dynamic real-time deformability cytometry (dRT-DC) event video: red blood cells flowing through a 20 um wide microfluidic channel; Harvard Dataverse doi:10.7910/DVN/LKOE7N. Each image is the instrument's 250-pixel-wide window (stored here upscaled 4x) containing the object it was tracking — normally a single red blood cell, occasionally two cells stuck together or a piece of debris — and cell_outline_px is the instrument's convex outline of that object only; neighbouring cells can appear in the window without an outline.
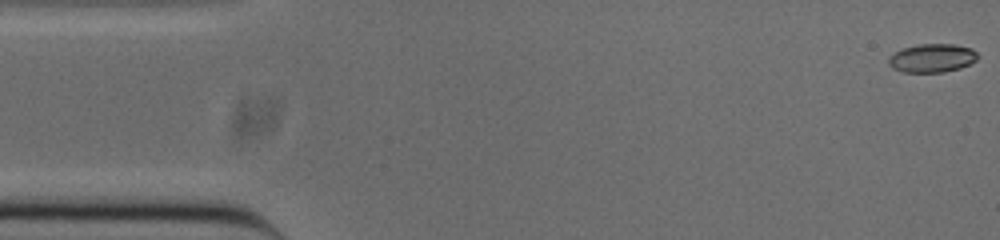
{"species": "common noctule bat (a hibernating species)", "species_latin": "Nyctalus noctula", "temperature_condition": "cold", "stored_images_in_passage": 52, "camera_frame_rate_fps": 3000, "um_per_image_px": 0.085, "animal": {"sex": "male", "body_mass_g": 20.0, "forearm_length_mm": 53.3}, "frame": {"image": 1, "passage_image": 1, "time_ms": 0.0, "image_size_px": [1000, 240], "cell_outline_px": [[980, 56], [976, 60], [960, 68], [944, 72], [904, 72], [892, 68], [888, 64], [888, 56], [904, 48], [920, 44], [952, 44], [972, 48]], "centroid_in_image_um": [79.23, 4.94], "position_along_channel_um": 5.8, "area_um2": 14.8}}
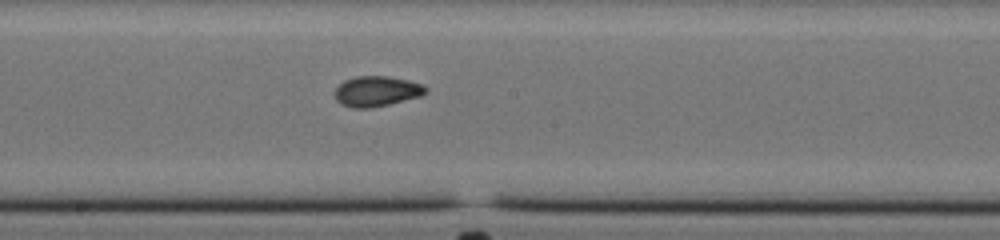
{"frame": {"image": 2, "passage_image": 27, "time_ms": 8.667, "image_size_px": [1000, 240], "cell_outline_px": [[428, 92], [420, 96], [388, 104], [368, 108], [352, 108], [340, 104], [336, 100], [336, 88], [344, 80], [356, 76], [388, 76], [408, 80], [424, 84], [428, 88]], "centroid_in_image_um": [32.04, 7.75], "position_along_channel_um": 216.2, "area_um2": 16.07}}
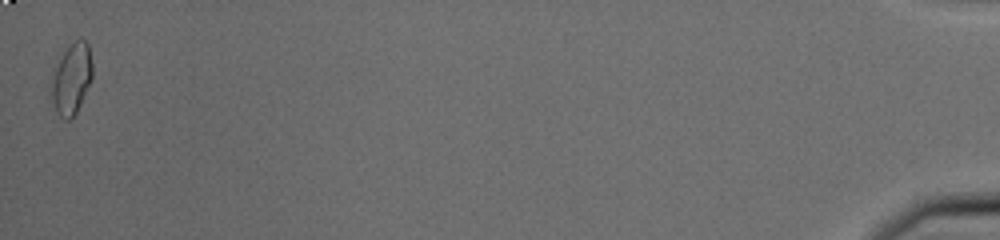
{"frame": {"image": 3, "passage_image": 52, "time_ms": 17.0, "image_size_px": [1000, 240], "cell_outline_px": [[92, 76], [80, 104], [76, 112], [68, 120], [64, 120], [56, 112], [48, 96], [52, 68], [64, 52], [76, 40], [84, 40], [88, 44], [92, 64]], "centroid_in_image_um": [6.0, 6.74], "position_along_channel_um": 429.2, "area_um2": 17.17}, "authors_computed_cell_mechanics": {"area_um2": 15.4904, "velocity_mm_per_s": 3.8531, "shape_relaxation_time_tau1_ms": 5.273, "shape_relaxation_time_tau2_ms": 2.0309, "deformation_change_tau1": 0.1241, "deformation_change_tau2": 0.0667}}